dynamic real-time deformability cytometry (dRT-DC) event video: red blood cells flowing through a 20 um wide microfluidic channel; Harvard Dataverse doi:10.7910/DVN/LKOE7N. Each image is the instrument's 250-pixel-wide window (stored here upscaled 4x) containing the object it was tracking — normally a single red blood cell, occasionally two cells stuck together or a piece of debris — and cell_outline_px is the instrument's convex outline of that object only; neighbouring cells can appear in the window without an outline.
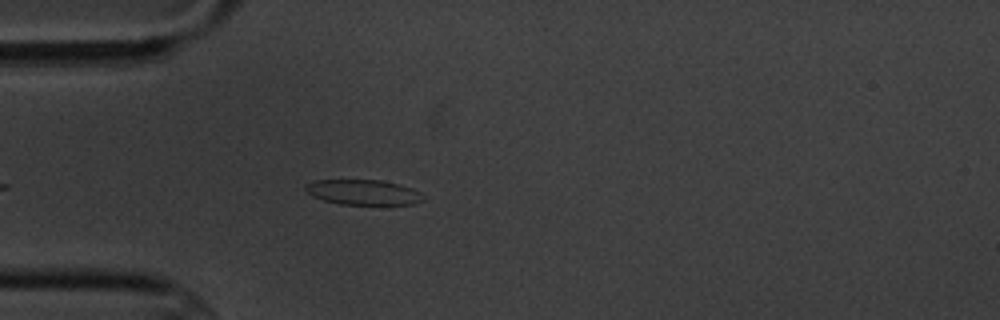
{"species": "common noctule bat (a hibernating species)", "species_latin": "Nyctalus noctula", "temperature_condition": "cold", "stored_images_in_passage": 4, "camera_frame_rate_fps": 3000, "um_per_image_px": 0.085, "animal": {"sex": "male", "body_mass_g": 20.1, "forearm_length_mm": 53.5}, "frame": {"image": 1, "passage_image": 4, "time_ms": 3.667, "image_size_px": [1000, 320], "cell_outline_px": [[424, 200], [416, 204], [340, 204], [324, 200], [312, 196], [304, 188], [304, 184], [312, 180], [380, 180], [400, 184], [412, 188], [420, 192], [424, 196]], "centroid_in_image_um": [30.88, 16.33], "position_along_channel_um": 54.1, "area_um2": 17.34}}